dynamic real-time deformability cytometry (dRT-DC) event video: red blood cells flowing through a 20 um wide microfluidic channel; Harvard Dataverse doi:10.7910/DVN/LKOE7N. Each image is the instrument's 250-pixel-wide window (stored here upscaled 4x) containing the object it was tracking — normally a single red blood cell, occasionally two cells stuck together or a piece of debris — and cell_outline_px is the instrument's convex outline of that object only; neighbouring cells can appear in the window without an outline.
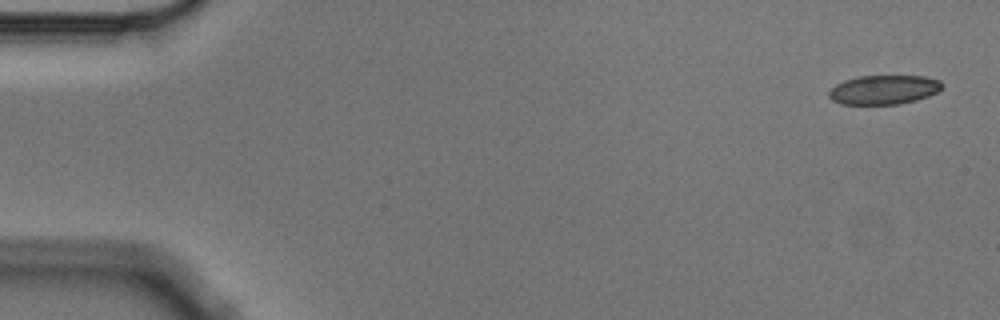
{"species": "Egyptian fruit bat (a non-hibernating species)", "species_latin": "Rousettus aegyptiacus", "temperature_condition": "cold", "stored_images_in_passage": 4, "camera_frame_rate_fps": 3000, "um_per_image_px": 0.085, "animal": {"sex": "male"}, "frame": {"image": 1, "passage_image": 1, "time_ms": 0.0, "image_size_px": [1000, 320], "cell_outline_px": [[944, 84], [936, 92], [928, 96], [916, 100], [900, 104], [840, 104], [832, 100], [828, 96], [828, 92], [836, 84], [844, 80], [860, 76], [924, 76], [940, 80]], "centroid_in_image_um": [75.11, 7.63], "position_along_channel_um": 9.9, "area_um2": 19.25}}